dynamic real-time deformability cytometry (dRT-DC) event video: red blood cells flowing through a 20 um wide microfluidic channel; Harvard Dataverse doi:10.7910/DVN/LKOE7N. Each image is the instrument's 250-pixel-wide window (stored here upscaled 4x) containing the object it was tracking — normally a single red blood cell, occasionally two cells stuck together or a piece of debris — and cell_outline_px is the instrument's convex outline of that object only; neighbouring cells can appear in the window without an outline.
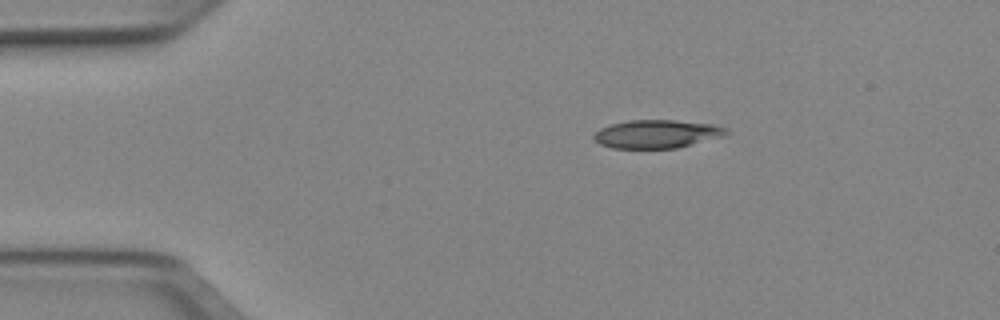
{"species": "Egyptian fruit bat (a non-hibernating species)", "species_latin": "Rousettus aegyptiacus", "temperature_condition": "cold", "stored_images_in_passage": 3, "camera_frame_rate_fps": 3000, "um_per_image_px": 0.085, "animal": {"sex": "female"}, "frame": {"image": 1, "passage_image": 1, "time_ms": 0.0, "image_size_px": [1000, 320], "cell_outline_px": [[728, 132], [724, 136], [676, 148], [612, 148], [600, 144], [592, 136], [600, 128], [612, 124], [628, 120], [676, 120], [712, 124], [728, 128]], "centroid_in_image_um": [55.84, 11.38], "position_along_channel_um": 29.2, "area_um2": 21.73}}
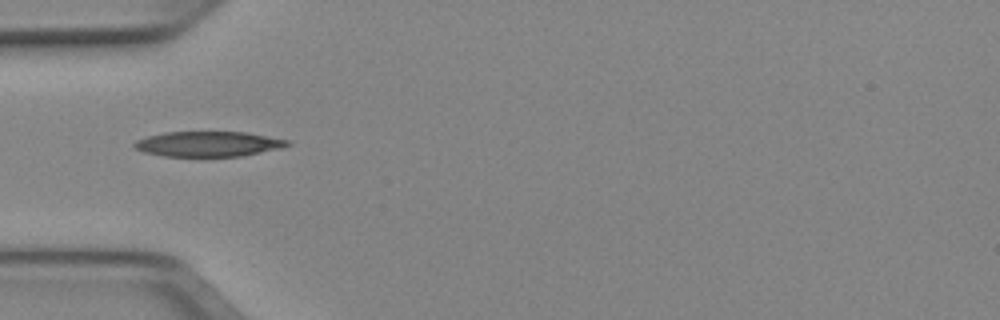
{"frame": {"image": 2, "passage_image": 3, "time_ms": 0.667, "image_size_px": [1000, 320], "cell_outline_px": [[292, 144], [280, 148], [240, 156], [200, 160], [164, 156], [144, 152], [136, 148], [132, 144], [136, 140], [148, 136], [164, 132], [244, 132], [288, 140]], "centroid_in_image_um": [17.65, 12.29], "position_along_channel_um": 67.4, "area_um2": 23.29}}